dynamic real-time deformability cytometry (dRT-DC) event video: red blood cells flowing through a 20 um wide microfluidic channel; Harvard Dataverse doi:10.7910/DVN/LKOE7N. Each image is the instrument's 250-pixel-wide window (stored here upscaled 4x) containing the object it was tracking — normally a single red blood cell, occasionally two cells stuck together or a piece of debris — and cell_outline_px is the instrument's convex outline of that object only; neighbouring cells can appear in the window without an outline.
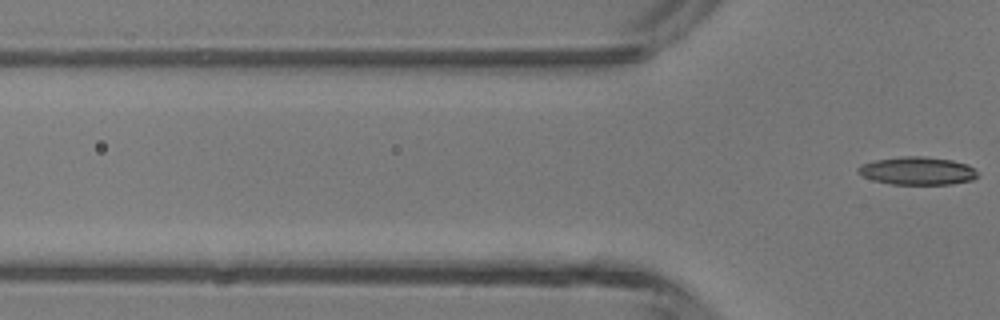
{"species": "common noctule bat (a hibernating species)", "species_latin": "Nyctalus noctula", "temperature_condition": "room temperature", "stored_images_in_passage": 5, "camera_frame_rate_fps": 3000, "um_per_image_px": 0.085, "animal": {"sex": "male", "body_mass_g": 13.3}, "frame": {"image": 1, "passage_image": 5, "time_ms": 1.333, "image_size_px": [1000, 320], "cell_outline_px": [[980, 176], [972, 180], [952, 184], [892, 184], [872, 180], [856, 172], [856, 168], [864, 164], [876, 160], [904, 156], [924, 156], [952, 160], [968, 164]], "centroid_in_image_um": [78.0, 14.52], "position_along_channel_um": 47.8, "area_um2": 19.42}}